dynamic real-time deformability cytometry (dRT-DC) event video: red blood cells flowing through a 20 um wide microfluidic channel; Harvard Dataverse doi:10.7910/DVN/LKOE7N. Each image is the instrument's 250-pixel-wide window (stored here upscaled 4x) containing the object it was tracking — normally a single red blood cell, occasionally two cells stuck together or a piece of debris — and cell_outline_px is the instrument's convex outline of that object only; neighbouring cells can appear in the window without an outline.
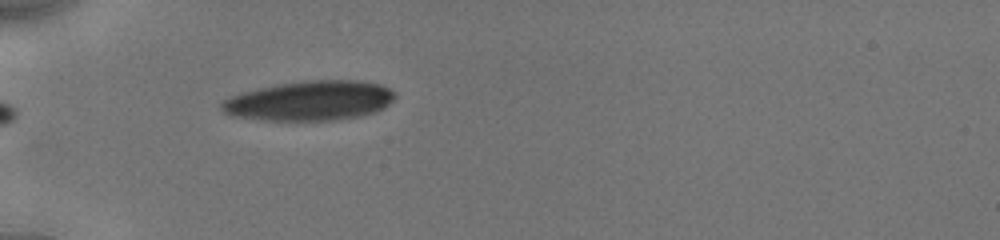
{"species": "human", "species_latin": "Homo sapiens", "temperature_condition": "cold", "stored_images_in_passage": 5, "camera_frame_rate_fps": 3000, "um_per_image_px": 0.085, "donor": {"sex": "male"}, "frame": {"image": 1, "passage_image": 1, "time_ms": 0.0, "image_size_px": [1000, 240], "cell_outline_px": [[396, 96], [384, 108], [376, 112], [360, 116], [332, 120], [264, 120], [232, 116], [224, 112], [220, 108], [220, 104], [224, 100], [232, 96], [244, 92], [260, 88], [280, 84], [308, 80], [356, 80], [380, 84], [396, 92]], "centroid_in_image_um": [26.36, 8.56], "position_along_channel_um": 58.6, "area_um2": 39.94}}
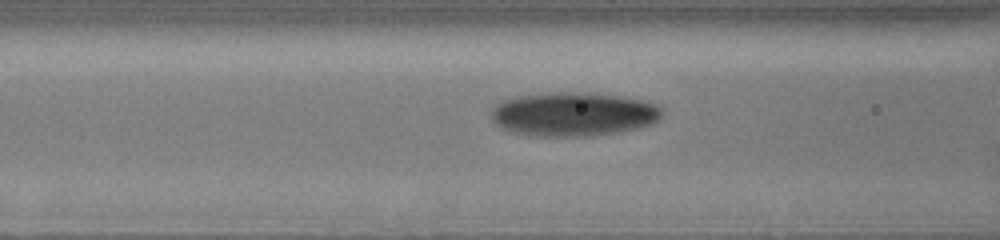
{"frame": {"image": 2, "passage_image": 3, "time_ms": 0.667, "image_size_px": [1000, 240], "cell_outline_px": [[660, 116], [652, 124], [636, 128], [616, 132], [592, 136], [528, 136], [512, 132], [500, 128], [492, 120], [492, 108], [496, 104], [504, 100], [520, 96], [548, 92], [576, 92], [620, 96], [640, 100], [656, 104], [660, 108]], "centroid_in_image_um": [48.68, 9.71], "position_along_channel_um": 117.9, "area_um2": 43.52}}